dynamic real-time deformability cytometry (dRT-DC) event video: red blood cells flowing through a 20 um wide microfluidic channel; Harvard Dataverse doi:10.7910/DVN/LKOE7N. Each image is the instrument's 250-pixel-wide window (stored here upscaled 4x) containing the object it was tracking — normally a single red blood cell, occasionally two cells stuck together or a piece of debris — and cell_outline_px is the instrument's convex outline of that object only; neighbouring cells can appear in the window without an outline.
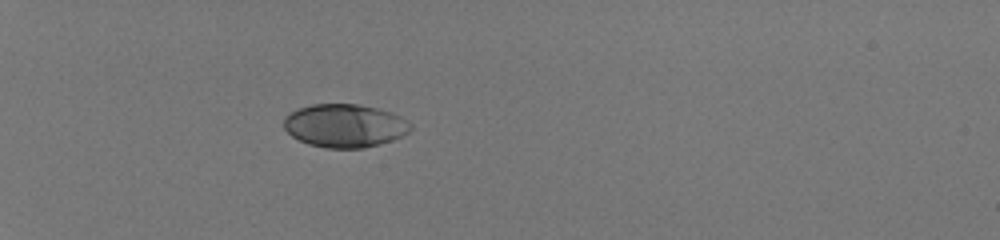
{"species": "human", "species_latin": "Homo sapiens", "temperature_condition": "room temperature", "stored_images_in_passage": 35, "camera_frame_rate_fps": 3000, "um_per_image_px": 0.085, "donor": {"sex": "male"}, "frame": {"image": 1, "passage_image": 1, "time_ms": 0.0, "image_size_px": [1000, 240], "cell_outline_px": [[412, 128], [408, 132], [392, 140], [380, 144], [364, 148], [324, 148], [308, 144], [292, 136], [284, 128], [284, 116], [300, 108], [312, 104], [356, 104], [376, 108], [392, 112], [400, 116], [412, 124]], "centroid_in_image_um": [29.31, 10.69], "position_along_channel_um": 55.7, "area_um2": 31.91}}
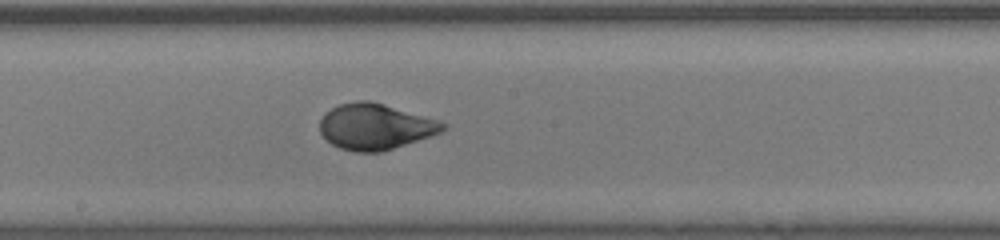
{"frame": {"image": 2, "passage_image": 16, "time_ms": 5.0, "image_size_px": [1000, 240], "cell_outline_px": [[448, 128], [440, 132], [380, 152], [356, 152], [340, 148], [332, 144], [320, 132], [320, 120], [324, 112], [340, 104], [356, 100], [368, 100], [384, 104], [436, 120], [448, 124]], "centroid_in_image_um": [31.85, 10.75], "position_along_channel_um": 216.3, "area_um2": 32.43}}
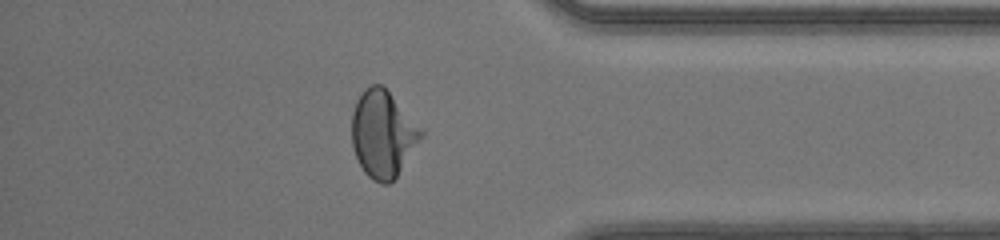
{"frame": {"image": 3, "passage_image": 30, "time_ms": 9.667, "image_size_px": [1000, 240], "cell_outline_px": [[424, 136], [396, 176], [388, 184], [380, 184], [372, 180], [364, 172], [352, 148], [352, 112], [356, 100], [364, 88], [372, 84], [380, 84], [388, 92], [424, 132]], "centroid_in_image_um": [32.51, 11.41], "position_along_channel_um": 402.7, "area_um2": 34.62}, "authors_computed_cell_mechanics": {"area_um2": 32.946, "velocity_mm_per_s": 4.1646, "shape_relaxation_time_tau1_ms": 3.5413, "shape_relaxation_time_tau2_ms": null, "deformation_change_tau1": 0.1713, "deformation_change_tau2": null}}